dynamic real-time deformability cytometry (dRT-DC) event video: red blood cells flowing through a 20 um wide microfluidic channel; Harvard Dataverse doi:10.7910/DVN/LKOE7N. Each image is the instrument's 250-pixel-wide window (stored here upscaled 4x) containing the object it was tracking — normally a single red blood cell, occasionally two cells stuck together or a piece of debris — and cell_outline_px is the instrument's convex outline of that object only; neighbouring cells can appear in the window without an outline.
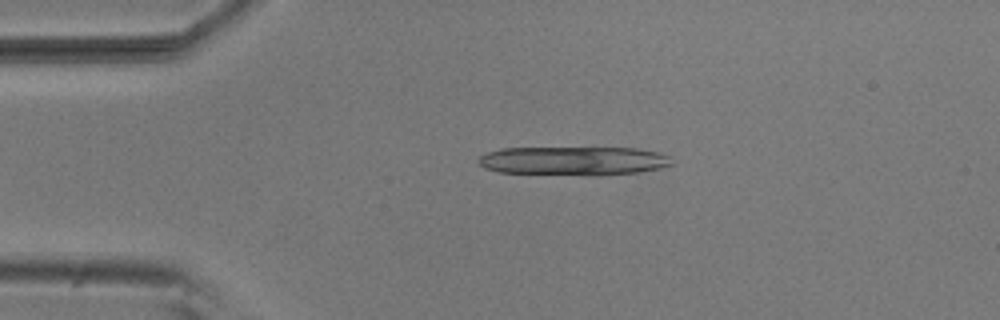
{"species": "common noctule bat (a hibernating species)", "species_latin": "Nyctalus noctula", "temperature_condition": "room temperature", "stored_images_in_passage": 4, "camera_frame_rate_fps": 3000, "um_per_image_px": 0.085, "animal": {"sex": "male", "body_mass_g": 20.5, "forearm_length_mm": 52.5}, "frame": {"image": 1, "passage_image": 3, "time_ms": 0.667, "image_size_px": [1000, 320], "cell_outline_px": [[676, 164], [660, 168], [640, 172], [596, 176], [592, 176], [500, 172], [484, 168], [476, 160], [480, 156], [488, 152], [500, 148], [636, 148], [660, 152], [672, 156]], "centroid_in_image_um": [48.83, 13.68], "position_along_channel_um": 36.2, "area_um2": 33.06}}